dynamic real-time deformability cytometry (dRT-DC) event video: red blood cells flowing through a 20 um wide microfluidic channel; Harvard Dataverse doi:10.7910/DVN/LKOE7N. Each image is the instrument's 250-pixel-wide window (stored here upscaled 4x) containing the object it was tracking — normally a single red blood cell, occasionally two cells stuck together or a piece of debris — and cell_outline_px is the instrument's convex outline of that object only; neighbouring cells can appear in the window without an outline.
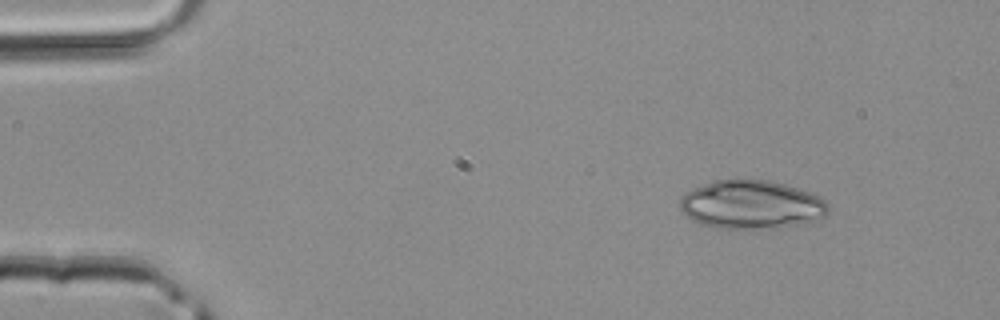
{"species": "common noctule bat (a hibernating species)", "species_latin": "Nyctalus noctula", "temperature_condition": "room temperature", "stored_images_in_passage": 4, "camera_frame_rate_fps": 3000, "um_per_image_px": 0.085, "animal": {"sex": "male", "body_mass_g": 20.4}, "frame": {"image": 1, "passage_image": 1, "time_ms": 0.0, "image_size_px": [1000, 320], "cell_outline_px": [[828, 212], [824, 216], [816, 220], [796, 224], [764, 228], [716, 228], [700, 224], [692, 220], [680, 208], [680, 196], [692, 188], [712, 180], [732, 176], [740, 176], [768, 180], [784, 184], [808, 192], [824, 200], [828, 204]], "centroid_in_image_um": [63.78, 17.34], "position_along_channel_um": 21.2, "area_um2": 42.43}}